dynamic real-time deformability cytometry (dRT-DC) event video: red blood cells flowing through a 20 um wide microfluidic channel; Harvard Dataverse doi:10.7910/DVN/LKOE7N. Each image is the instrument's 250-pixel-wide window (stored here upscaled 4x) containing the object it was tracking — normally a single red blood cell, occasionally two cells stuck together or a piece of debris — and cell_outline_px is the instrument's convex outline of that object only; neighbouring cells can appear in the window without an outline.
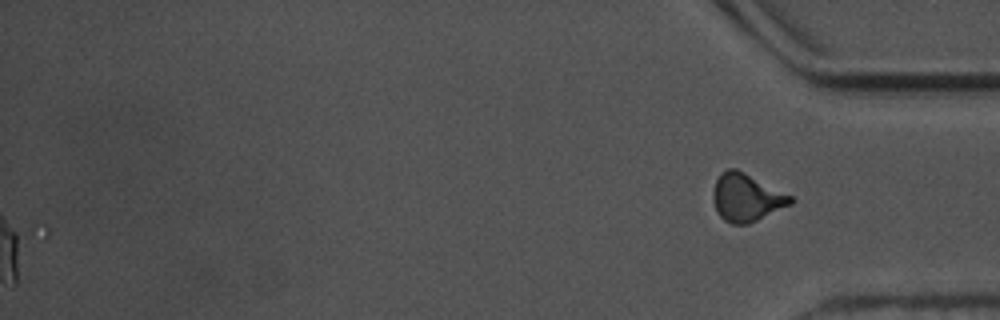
{"species": "common noctule bat (a hibernating species)", "species_latin": "Nyctalus noctula", "temperature_condition": "warm", "stored_images_in_passage": 59, "camera_frame_rate_fps": 3000, "um_per_image_px": 0.085, "animal": {"sex": "male", "body_mass_g": 17.5, "forearm_length_mm": 52.3}, "frame": {"image": 1, "passage_image": 59, "time_ms": 19.333, "image_size_px": [1000, 320], "cell_outline_px": [[796, 200], [792, 204], [748, 224], [732, 224], [724, 220], [720, 216], [716, 208], [712, 196], [712, 192], [716, 180], [720, 172], [728, 168], [736, 168], [792, 196]], "centroid_in_image_um": [63.44, 16.78], "position_along_channel_um": 371.8, "area_um2": 21.5}}